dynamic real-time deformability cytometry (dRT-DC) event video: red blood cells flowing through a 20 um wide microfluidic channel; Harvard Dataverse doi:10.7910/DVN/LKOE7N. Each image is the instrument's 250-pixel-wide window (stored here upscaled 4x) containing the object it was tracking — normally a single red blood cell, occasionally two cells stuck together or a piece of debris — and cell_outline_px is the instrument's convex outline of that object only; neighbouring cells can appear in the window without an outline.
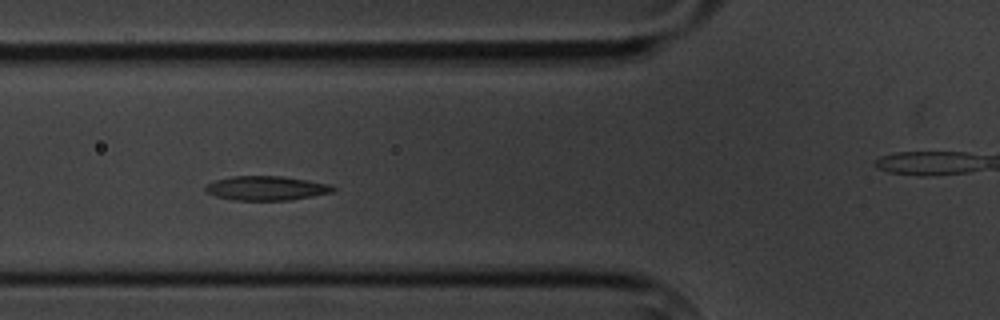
{"species": "common noctule bat (a hibernating species)", "species_latin": "Nyctalus noctula", "temperature_condition": "cold", "stored_images_in_passage": 6, "segment_of_instrument_passage": [1, 2], "camera_frame_rate_fps": 3000, "um_per_image_px": 0.085, "animal": {"sex": "male", "body_mass_g": 20.1, "forearm_length_mm": 53.5}, "frame": {"image": 1, "passage_image": 4, "time_ms": 4.333, "image_size_px": [1000, 320], "cell_outline_px": [[336, 188], [332, 192], [312, 196], [288, 200], [232, 200], [216, 196], [208, 192], [204, 188], [208, 184], [216, 180], [232, 176], [280, 176], [308, 180], [328, 184]], "centroid_in_image_um": [22.63, 15.99], "position_along_channel_um": 103.2, "area_um2": 17.8}}
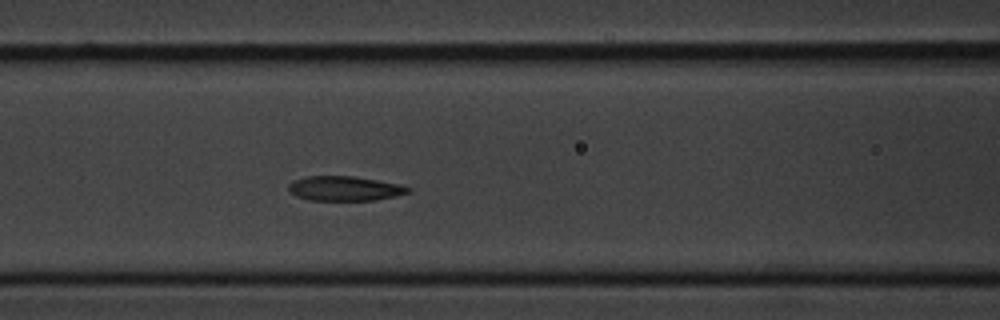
{"frame": {"image": 2, "passage_image": 5, "time_ms": 5.333, "image_size_px": [1000, 320], "cell_outline_px": [[412, 188], [408, 192], [396, 196], [376, 200], [308, 200], [296, 196], [288, 192], [288, 184], [292, 180], [308, 176], [352, 176], [400, 184]], "centroid_in_image_um": [29.25, 16.02], "position_along_channel_um": 137.3, "area_um2": 17.22}}